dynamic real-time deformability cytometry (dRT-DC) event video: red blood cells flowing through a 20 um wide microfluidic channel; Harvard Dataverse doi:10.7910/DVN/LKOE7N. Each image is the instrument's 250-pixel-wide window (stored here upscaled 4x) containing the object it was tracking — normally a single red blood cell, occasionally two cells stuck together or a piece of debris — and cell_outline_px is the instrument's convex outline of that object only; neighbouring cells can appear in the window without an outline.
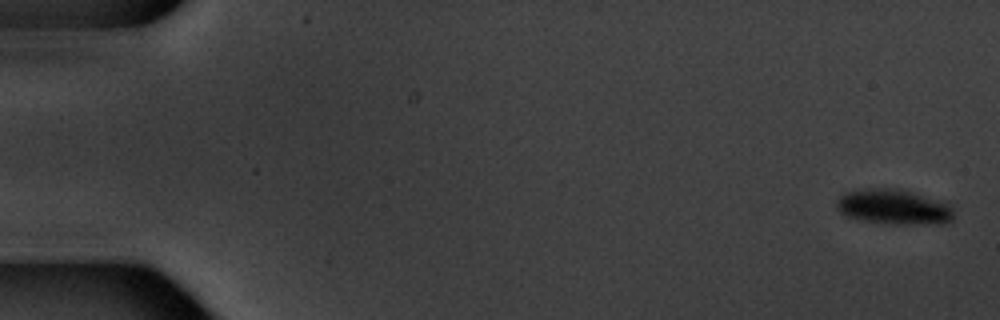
{"species": "common noctule bat (a hibernating species)", "species_latin": "Nyctalus noctula", "temperature_condition": "warm", "stored_images_in_passage": 5, "camera_frame_rate_fps": 3000, "um_per_image_px": 0.085, "animal": {"sex": "male", "body_mass_g": 20.1, "forearm_length_mm": 53.5}, "frame": {"image": 1, "passage_image": 1, "time_ms": 0.0, "image_size_px": [1000, 320], "cell_outline_px": [[952, 220], [944, 224], [888, 224], [860, 220], [844, 216], [836, 208], [836, 200], [844, 192], [868, 188], [896, 188], [940, 200], [948, 204], [952, 208]], "centroid_in_image_um": [75.92, 17.6], "position_along_channel_um": 9.1, "area_um2": 24.22}}
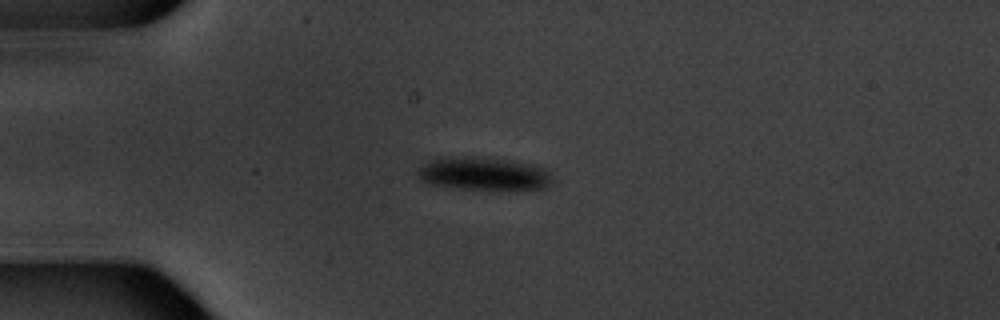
{"frame": {"image": 2, "passage_image": 4, "time_ms": 4.667, "image_size_px": [1000, 320], "cell_outline_px": [[552, 184], [548, 188], [516, 192], [508, 192], [460, 188], [432, 184], [424, 180], [416, 172], [428, 160], [440, 156], [464, 156], [504, 160], [528, 164], [544, 168], [552, 172]], "centroid_in_image_um": [41.21, 14.81], "position_along_channel_um": 43.8, "area_um2": 26.7}}